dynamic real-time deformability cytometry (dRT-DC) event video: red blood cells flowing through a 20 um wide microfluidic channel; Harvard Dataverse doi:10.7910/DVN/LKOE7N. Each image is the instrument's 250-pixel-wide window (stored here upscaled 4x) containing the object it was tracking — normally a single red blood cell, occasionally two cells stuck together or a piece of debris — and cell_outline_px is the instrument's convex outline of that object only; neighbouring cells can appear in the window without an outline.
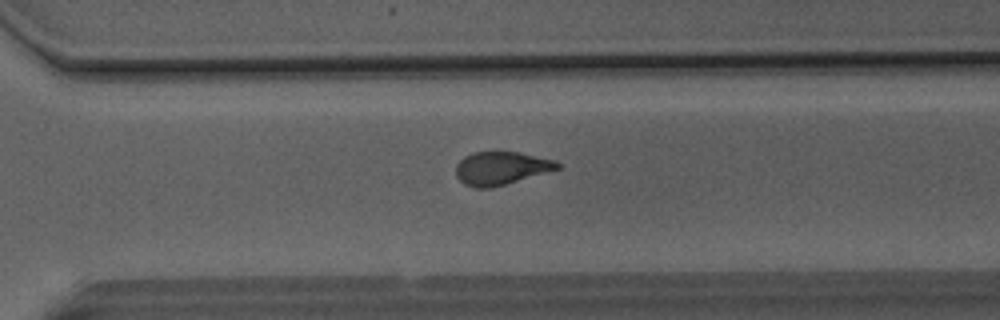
{"species": "Egyptian fruit bat (a non-hibernating species)", "species_latin": "Rousettus aegyptiacus", "temperature_condition": "room temperature", "stored_images_in_passage": 47, "camera_frame_rate_fps": 3000, "um_per_image_px": 0.085, "animal": {"sex": "male"}, "frame": {"image": 1, "passage_image": 33, "time_ms": 10.667, "image_size_px": [1000, 320], "cell_outline_px": [[560, 168], [492, 188], [476, 188], [464, 184], [456, 176], [456, 164], [464, 156], [472, 152], [520, 152], [556, 160], [560, 164]], "centroid_in_image_um": [42.58, 14.29], "position_along_channel_um": 328.0, "area_um2": 19.59}}
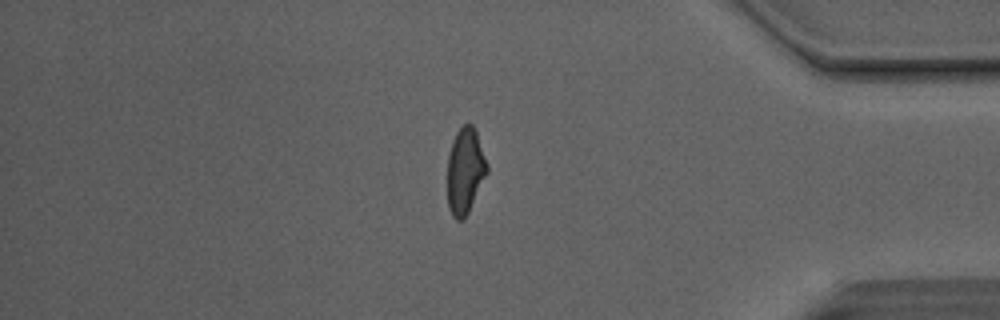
{"frame": {"image": 2, "passage_image": 40, "time_ms": 13.0, "image_size_px": [1000, 320], "cell_outline_px": [[488, 172], [464, 220], [456, 220], [452, 216], [448, 208], [448, 156], [452, 140], [456, 132], [464, 124], [472, 124], [476, 132], [488, 164]], "centroid_in_image_um": [39.53, 14.53], "position_along_channel_um": 395.7, "area_um2": 19.83}}
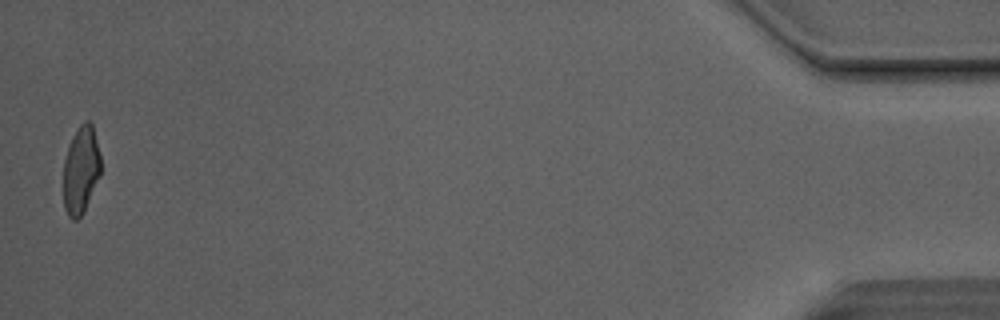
{"frame": {"image": 3, "passage_image": 47, "time_ms": 15.333, "image_size_px": [1000, 320], "cell_outline_px": [[100, 176], [84, 212], [76, 220], [72, 220], [68, 216], [64, 208], [64, 160], [72, 136], [80, 124], [84, 120], [88, 120], [92, 124], [100, 156]], "centroid_in_image_um": [6.87, 14.46], "position_along_channel_um": 428.3, "area_um2": 19.02}, "authors_computed_cell_mechanics": {"area_um2": 20.519, "velocity_mm_per_s": 4.1608, "shape_relaxation_time_tau1_ms": 7.3121, "shape_relaxation_time_tau2_ms": 1.7332, "deformation_change_tau1": 0.2089, "deformation_change_tau2": 0.08}}